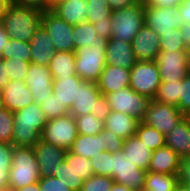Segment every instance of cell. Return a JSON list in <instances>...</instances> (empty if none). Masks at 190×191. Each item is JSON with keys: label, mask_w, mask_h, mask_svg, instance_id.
Returning <instances> with one entry per match:
<instances>
[{"label": "cell", "mask_w": 190, "mask_h": 191, "mask_svg": "<svg viewBox=\"0 0 190 191\" xmlns=\"http://www.w3.org/2000/svg\"><path fill=\"white\" fill-rule=\"evenodd\" d=\"M87 0H61L52 5L51 11L70 25H78L87 21Z\"/></svg>", "instance_id": "44dd1931"}, {"label": "cell", "mask_w": 190, "mask_h": 191, "mask_svg": "<svg viewBox=\"0 0 190 191\" xmlns=\"http://www.w3.org/2000/svg\"><path fill=\"white\" fill-rule=\"evenodd\" d=\"M145 24L161 36L172 28H180L183 25V18L178 6L167 8L145 6Z\"/></svg>", "instance_id": "4fadbf2b"}, {"label": "cell", "mask_w": 190, "mask_h": 191, "mask_svg": "<svg viewBox=\"0 0 190 191\" xmlns=\"http://www.w3.org/2000/svg\"><path fill=\"white\" fill-rule=\"evenodd\" d=\"M178 180V184L190 185V157L181 159Z\"/></svg>", "instance_id": "816d5d0a"}, {"label": "cell", "mask_w": 190, "mask_h": 191, "mask_svg": "<svg viewBox=\"0 0 190 191\" xmlns=\"http://www.w3.org/2000/svg\"><path fill=\"white\" fill-rule=\"evenodd\" d=\"M102 95L97 82L82 80L78 85V94L75 98L69 114L74 117L96 112L97 99Z\"/></svg>", "instance_id": "2e32d148"}, {"label": "cell", "mask_w": 190, "mask_h": 191, "mask_svg": "<svg viewBox=\"0 0 190 191\" xmlns=\"http://www.w3.org/2000/svg\"><path fill=\"white\" fill-rule=\"evenodd\" d=\"M187 50L160 52L155 63L158 66L161 81H181L188 75Z\"/></svg>", "instance_id": "7c38bea8"}, {"label": "cell", "mask_w": 190, "mask_h": 191, "mask_svg": "<svg viewBox=\"0 0 190 191\" xmlns=\"http://www.w3.org/2000/svg\"><path fill=\"white\" fill-rule=\"evenodd\" d=\"M77 125V133L81 135H96L99 134L104 125L103 121L99 120L93 114H85L75 117Z\"/></svg>", "instance_id": "8d00e7d4"}, {"label": "cell", "mask_w": 190, "mask_h": 191, "mask_svg": "<svg viewBox=\"0 0 190 191\" xmlns=\"http://www.w3.org/2000/svg\"><path fill=\"white\" fill-rule=\"evenodd\" d=\"M176 191H190V185L178 184Z\"/></svg>", "instance_id": "03108f58"}, {"label": "cell", "mask_w": 190, "mask_h": 191, "mask_svg": "<svg viewBox=\"0 0 190 191\" xmlns=\"http://www.w3.org/2000/svg\"><path fill=\"white\" fill-rule=\"evenodd\" d=\"M137 61H152L160 53V36L146 24L132 40Z\"/></svg>", "instance_id": "e0dca14e"}, {"label": "cell", "mask_w": 190, "mask_h": 191, "mask_svg": "<svg viewBox=\"0 0 190 191\" xmlns=\"http://www.w3.org/2000/svg\"><path fill=\"white\" fill-rule=\"evenodd\" d=\"M39 105L47 120L69 114V110L64 106V103H61L54 94L48 96Z\"/></svg>", "instance_id": "ab89813d"}, {"label": "cell", "mask_w": 190, "mask_h": 191, "mask_svg": "<svg viewBox=\"0 0 190 191\" xmlns=\"http://www.w3.org/2000/svg\"><path fill=\"white\" fill-rule=\"evenodd\" d=\"M10 4L11 3L8 0H0V21L2 20V17L5 15Z\"/></svg>", "instance_id": "be15d7a7"}, {"label": "cell", "mask_w": 190, "mask_h": 191, "mask_svg": "<svg viewBox=\"0 0 190 191\" xmlns=\"http://www.w3.org/2000/svg\"><path fill=\"white\" fill-rule=\"evenodd\" d=\"M54 177L60 179L72 191H80L84 180L74 170V153L67 151L65 160L55 170Z\"/></svg>", "instance_id": "f1b7e54d"}, {"label": "cell", "mask_w": 190, "mask_h": 191, "mask_svg": "<svg viewBox=\"0 0 190 191\" xmlns=\"http://www.w3.org/2000/svg\"><path fill=\"white\" fill-rule=\"evenodd\" d=\"M74 52L83 46H93L94 44H107V40L98 36L94 25L90 22H82L73 27Z\"/></svg>", "instance_id": "4dcf8cb0"}, {"label": "cell", "mask_w": 190, "mask_h": 191, "mask_svg": "<svg viewBox=\"0 0 190 191\" xmlns=\"http://www.w3.org/2000/svg\"><path fill=\"white\" fill-rule=\"evenodd\" d=\"M183 0H143L145 6H152L156 8H167L179 6Z\"/></svg>", "instance_id": "db71d44e"}, {"label": "cell", "mask_w": 190, "mask_h": 191, "mask_svg": "<svg viewBox=\"0 0 190 191\" xmlns=\"http://www.w3.org/2000/svg\"><path fill=\"white\" fill-rule=\"evenodd\" d=\"M9 82L10 79L7 75L6 67L3 65V58L0 57V91H2Z\"/></svg>", "instance_id": "680465c9"}, {"label": "cell", "mask_w": 190, "mask_h": 191, "mask_svg": "<svg viewBox=\"0 0 190 191\" xmlns=\"http://www.w3.org/2000/svg\"><path fill=\"white\" fill-rule=\"evenodd\" d=\"M13 145L0 143V168H11Z\"/></svg>", "instance_id": "c3c4849f"}, {"label": "cell", "mask_w": 190, "mask_h": 191, "mask_svg": "<svg viewBox=\"0 0 190 191\" xmlns=\"http://www.w3.org/2000/svg\"><path fill=\"white\" fill-rule=\"evenodd\" d=\"M178 183V175L148 171L145 176L144 189L150 191H176Z\"/></svg>", "instance_id": "1f68e13d"}, {"label": "cell", "mask_w": 190, "mask_h": 191, "mask_svg": "<svg viewBox=\"0 0 190 191\" xmlns=\"http://www.w3.org/2000/svg\"><path fill=\"white\" fill-rule=\"evenodd\" d=\"M187 53L190 55V44L187 46Z\"/></svg>", "instance_id": "2644e50d"}, {"label": "cell", "mask_w": 190, "mask_h": 191, "mask_svg": "<svg viewBox=\"0 0 190 191\" xmlns=\"http://www.w3.org/2000/svg\"><path fill=\"white\" fill-rule=\"evenodd\" d=\"M104 140H106L105 142L108 145V151L111 153L119 152L123 149L125 140L106 128H104Z\"/></svg>", "instance_id": "7dc6e473"}, {"label": "cell", "mask_w": 190, "mask_h": 191, "mask_svg": "<svg viewBox=\"0 0 190 191\" xmlns=\"http://www.w3.org/2000/svg\"><path fill=\"white\" fill-rule=\"evenodd\" d=\"M8 40H9V37L7 35V32L5 31V29L1 25V21H0V56H1L2 50L4 49Z\"/></svg>", "instance_id": "94428289"}, {"label": "cell", "mask_w": 190, "mask_h": 191, "mask_svg": "<svg viewBox=\"0 0 190 191\" xmlns=\"http://www.w3.org/2000/svg\"><path fill=\"white\" fill-rule=\"evenodd\" d=\"M0 93L4 107L12 112L19 111L34 103L31 91L25 84V81H10Z\"/></svg>", "instance_id": "d6986e66"}, {"label": "cell", "mask_w": 190, "mask_h": 191, "mask_svg": "<svg viewBox=\"0 0 190 191\" xmlns=\"http://www.w3.org/2000/svg\"><path fill=\"white\" fill-rule=\"evenodd\" d=\"M41 178L33 147L13 146L9 190L15 191L29 184H34Z\"/></svg>", "instance_id": "3957f363"}, {"label": "cell", "mask_w": 190, "mask_h": 191, "mask_svg": "<svg viewBox=\"0 0 190 191\" xmlns=\"http://www.w3.org/2000/svg\"><path fill=\"white\" fill-rule=\"evenodd\" d=\"M13 4L36 8L42 12L50 10V0H14Z\"/></svg>", "instance_id": "f907efd6"}, {"label": "cell", "mask_w": 190, "mask_h": 191, "mask_svg": "<svg viewBox=\"0 0 190 191\" xmlns=\"http://www.w3.org/2000/svg\"><path fill=\"white\" fill-rule=\"evenodd\" d=\"M106 45L94 44L75 50V71L82 80L93 82L99 80L106 64Z\"/></svg>", "instance_id": "5b68a950"}, {"label": "cell", "mask_w": 190, "mask_h": 191, "mask_svg": "<svg viewBox=\"0 0 190 191\" xmlns=\"http://www.w3.org/2000/svg\"><path fill=\"white\" fill-rule=\"evenodd\" d=\"M187 50L182 39L180 28H172L168 33L160 36V52Z\"/></svg>", "instance_id": "74e56055"}, {"label": "cell", "mask_w": 190, "mask_h": 191, "mask_svg": "<svg viewBox=\"0 0 190 191\" xmlns=\"http://www.w3.org/2000/svg\"><path fill=\"white\" fill-rule=\"evenodd\" d=\"M110 191H130L129 187L123 185V184H119V183H113L111 186V190Z\"/></svg>", "instance_id": "e7e4bbea"}, {"label": "cell", "mask_w": 190, "mask_h": 191, "mask_svg": "<svg viewBox=\"0 0 190 191\" xmlns=\"http://www.w3.org/2000/svg\"><path fill=\"white\" fill-rule=\"evenodd\" d=\"M181 159L176 152L165 145L153 151L148 171L178 175Z\"/></svg>", "instance_id": "7402d4cb"}, {"label": "cell", "mask_w": 190, "mask_h": 191, "mask_svg": "<svg viewBox=\"0 0 190 191\" xmlns=\"http://www.w3.org/2000/svg\"><path fill=\"white\" fill-rule=\"evenodd\" d=\"M41 16L39 9L11 3L2 17L1 25L9 38L30 42L41 26Z\"/></svg>", "instance_id": "7a4b0ae2"}, {"label": "cell", "mask_w": 190, "mask_h": 191, "mask_svg": "<svg viewBox=\"0 0 190 191\" xmlns=\"http://www.w3.org/2000/svg\"><path fill=\"white\" fill-rule=\"evenodd\" d=\"M130 76L131 69L105 64L97 81L98 89L102 95H106L129 87Z\"/></svg>", "instance_id": "ac0fdd59"}, {"label": "cell", "mask_w": 190, "mask_h": 191, "mask_svg": "<svg viewBox=\"0 0 190 191\" xmlns=\"http://www.w3.org/2000/svg\"><path fill=\"white\" fill-rule=\"evenodd\" d=\"M147 171L132 163L121 150L112 153V175L115 183L129 187L130 191H142L145 188Z\"/></svg>", "instance_id": "9c48e42d"}, {"label": "cell", "mask_w": 190, "mask_h": 191, "mask_svg": "<svg viewBox=\"0 0 190 191\" xmlns=\"http://www.w3.org/2000/svg\"><path fill=\"white\" fill-rule=\"evenodd\" d=\"M185 117L176 106L151 99L141 122L167 135Z\"/></svg>", "instance_id": "52a82bcc"}, {"label": "cell", "mask_w": 190, "mask_h": 191, "mask_svg": "<svg viewBox=\"0 0 190 191\" xmlns=\"http://www.w3.org/2000/svg\"><path fill=\"white\" fill-rule=\"evenodd\" d=\"M136 136L152 151L166 145L164 134L160 133L151 126L142 123L141 121L138 125Z\"/></svg>", "instance_id": "d6a6232c"}, {"label": "cell", "mask_w": 190, "mask_h": 191, "mask_svg": "<svg viewBox=\"0 0 190 191\" xmlns=\"http://www.w3.org/2000/svg\"><path fill=\"white\" fill-rule=\"evenodd\" d=\"M111 110L125 113L141 121L144 118L151 99L139 94L131 87L104 95Z\"/></svg>", "instance_id": "ba28073f"}, {"label": "cell", "mask_w": 190, "mask_h": 191, "mask_svg": "<svg viewBox=\"0 0 190 191\" xmlns=\"http://www.w3.org/2000/svg\"><path fill=\"white\" fill-rule=\"evenodd\" d=\"M111 10H118L136 3L138 0H107Z\"/></svg>", "instance_id": "9f6ffc18"}, {"label": "cell", "mask_w": 190, "mask_h": 191, "mask_svg": "<svg viewBox=\"0 0 190 191\" xmlns=\"http://www.w3.org/2000/svg\"><path fill=\"white\" fill-rule=\"evenodd\" d=\"M114 180L108 176L93 175L84 180L80 191H110Z\"/></svg>", "instance_id": "7bdbcfd3"}, {"label": "cell", "mask_w": 190, "mask_h": 191, "mask_svg": "<svg viewBox=\"0 0 190 191\" xmlns=\"http://www.w3.org/2000/svg\"><path fill=\"white\" fill-rule=\"evenodd\" d=\"M93 25L98 36H101L107 41L112 38V21L95 22Z\"/></svg>", "instance_id": "f5cc1de1"}, {"label": "cell", "mask_w": 190, "mask_h": 191, "mask_svg": "<svg viewBox=\"0 0 190 191\" xmlns=\"http://www.w3.org/2000/svg\"><path fill=\"white\" fill-rule=\"evenodd\" d=\"M53 82L48 66L30 64L25 84L31 91L34 103L40 104L53 94Z\"/></svg>", "instance_id": "5bb4252c"}, {"label": "cell", "mask_w": 190, "mask_h": 191, "mask_svg": "<svg viewBox=\"0 0 190 191\" xmlns=\"http://www.w3.org/2000/svg\"><path fill=\"white\" fill-rule=\"evenodd\" d=\"M77 135L75 117L68 114L47 120L41 133V140L68 151Z\"/></svg>", "instance_id": "8992f818"}, {"label": "cell", "mask_w": 190, "mask_h": 191, "mask_svg": "<svg viewBox=\"0 0 190 191\" xmlns=\"http://www.w3.org/2000/svg\"><path fill=\"white\" fill-rule=\"evenodd\" d=\"M41 177L53 176L55 170L65 160L67 150L39 140L33 146Z\"/></svg>", "instance_id": "9a60e30c"}, {"label": "cell", "mask_w": 190, "mask_h": 191, "mask_svg": "<svg viewBox=\"0 0 190 191\" xmlns=\"http://www.w3.org/2000/svg\"><path fill=\"white\" fill-rule=\"evenodd\" d=\"M180 33L184 43L188 46L190 44V24H185L180 27Z\"/></svg>", "instance_id": "91938a15"}, {"label": "cell", "mask_w": 190, "mask_h": 191, "mask_svg": "<svg viewBox=\"0 0 190 191\" xmlns=\"http://www.w3.org/2000/svg\"><path fill=\"white\" fill-rule=\"evenodd\" d=\"M187 70H188V75L190 76V55H188L187 58Z\"/></svg>", "instance_id": "003e7915"}, {"label": "cell", "mask_w": 190, "mask_h": 191, "mask_svg": "<svg viewBox=\"0 0 190 191\" xmlns=\"http://www.w3.org/2000/svg\"><path fill=\"white\" fill-rule=\"evenodd\" d=\"M30 62L42 66H49L55 53L53 42L42 26L33 35L30 41Z\"/></svg>", "instance_id": "603a6c76"}, {"label": "cell", "mask_w": 190, "mask_h": 191, "mask_svg": "<svg viewBox=\"0 0 190 191\" xmlns=\"http://www.w3.org/2000/svg\"><path fill=\"white\" fill-rule=\"evenodd\" d=\"M59 1H61V0H50V10H51L52 5Z\"/></svg>", "instance_id": "89a4df30"}, {"label": "cell", "mask_w": 190, "mask_h": 191, "mask_svg": "<svg viewBox=\"0 0 190 191\" xmlns=\"http://www.w3.org/2000/svg\"><path fill=\"white\" fill-rule=\"evenodd\" d=\"M110 112H111V108L109 106V103L106 100V97L104 95H101L97 99L95 116L99 120L104 122L107 116L110 114Z\"/></svg>", "instance_id": "681fc988"}, {"label": "cell", "mask_w": 190, "mask_h": 191, "mask_svg": "<svg viewBox=\"0 0 190 191\" xmlns=\"http://www.w3.org/2000/svg\"><path fill=\"white\" fill-rule=\"evenodd\" d=\"M82 79L75 74L74 76L59 77L53 82V94L57 96L61 103L70 110L78 94V85Z\"/></svg>", "instance_id": "83f0119b"}, {"label": "cell", "mask_w": 190, "mask_h": 191, "mask_svg": "<svg viewBox=\"0 0 190 191\" xmlns=\"http://www.w3.org/2000/svg\"><path fill=\"white\" fill-rule=\"evenodd\" d=\"M112 38L132 43L133 38L145 25V5L143 1L112 11Z\"/></svg>", "instance_id": "277c9868"}, {"label": "cell", "mask_w": 190, "mask_h": 191, "mask_svg": "<svg viewBox=\"0 0 190 191\" xmlns=\"http://www.w3.org/2000/svg\"><path fill=\"white\" fill-rule=\"evenodd\" d=\"M105 61L108 65L131 69L137 62L132 43L110 38L106 45Z\"/></svg>", "instance_id": "ffe728a7"}, {"label": "cell", "mask_w": 190, "mask_h": 191, "mask_svg": "<svg viewBox=\"0 0 190 191\" xmlns=\"http://www.w3.org/2000/svg\"><path fill=\"white\" fill-rule=\"evenodd\" d=\"M30 64V61L3 58V65L6 67L7 75L10 81H25Z\"/></svg>", "instance_id": "f35d334b"}, {"label": "cell", "mask_w": 190, "mask_h": 191, "mask_svg": "<svg viewBox=\"0 0 190 191\" xmlns=\"http://www.w3.org/2000/svg\"><path fill=\"white\" fill-rule=\"evenodd\" d=\"M74 170L81 175L83 180L89 179L94 175L92 163L89 158H84L74 153Z\"/></svg>", "instance_id": "f6af8a7d"}, {"label": "cell", "mask_w": 190, "mask_h": 191, "mask_svg": "<svg viewBox=\"0 0 190 191\" xmlns=\"http://www.w3.org/2000/svg\"><path fill=\"white\" fill-rule=\"evenodd\" d=\"M182 114H190V76L181 80L179 105L177 107Z\"/></svg>", "instance_id": "ee69618b"}, {"label": "cell", "mask_w": 190, "mask_h": 191, "mask_svg": "<svg viewBox=\"0 0 190 191\" xmlns=\"http://www.w3.org/2000/svg\"><path fill=\"white\" fill-rule=\"evenodd\" d=\"M88 17L87 22L95 23L101 21H112V10L107 0H87Z\"/></svg>", "instance_id": "d590c367"}, {"label": "cell", "mask_w": 190, "mask_h": 191, "mask_svg": "<svg viewBox=\"0 0 190 191\" xmlns=\"http://www.w3.org/2000/svg\"><path fill=\"white\" fill-rule=\"evenodd\" d=\"M122 151L132 163L148 172L153 151L136 135L125 139Z\"/></svg>", "instance_id": "4316f807"}, {"label": "cell", "mask_w": 190, "mask_h": 191, "mask_svg": "<svg viewBox=\"0 0 190 191\" xmlns=\"http://www.w3.org/2000/svg\"><path fill=\"white\" fill-rule=\"evenodd\" d=\"M165 144L181 158L190 157V120L187 117L165 135Z\"/></svg>", "instance_id": "d4e9b609"}, {"label": "cell", "mask_w": 190, "mask_h": 191, "mask_svg": "<svg viewBox=\"0 0 190 191\" xmlns=\"http://www.w3.org/2000/svg\"><path fill=\"white\" fill-rule=\"evenodd\" d=\"M38 183L41 191H72L60 179L54 176L42 177Z\"/></svg>", "instance_id": "bcb514c9"}, {"label": "cell", "mask_w": 190, "mask_h": 191, "mask_svg": "<svg viewBox=\"0 0 190 191\" xmlns=\"http://www.w3.org/2000/svg\"><path fill=\"white\" fill-rule=\"evenodd\" d=\"M181 81H161L156 101L178 107L180 98Z\"/></svg>", "instance_id": "836d02e7"}, {"label": "cell", "mask_w": 190, "mask_h": 191, "mask_svg": "<svg viewBox=\"0 0 190 191\" xmlns=\"http://www.w3.org/2000/svg\"><path fill=\"white\" fill-rule=\"evenodd\" d=\"M30 48V42H24L21 40L17 41L9 38L0 57L5 59H21L22 61H30Z\"/></svg>", "instance_id": "e575fe53"}, {"label": "cell", "mask_w": 190, "mask_h": 191, "mask_svg": "<svg viewBox=\"0 0 190 191\" xmlns=\"http://www.w3.org/2000/svg\"><path fill=\"white\" fill-rule=\"evenodd\" d=\"M41 26L50 36L55 51L74 52V25H70L51 10L42 12Z\"/></svg>", "instance_id": "8fae6325"}, {"label": "cell", "mask_w": 190, "mask_h": 191, "mask_svg": "<svg viewBox=\"0 0 190 191\" xmlns=\"http://www.w3.org/2000/svg\"><path fill=\"white\" fill-rule=\"evenodd\" d=\"M4 108V102L0 93V110H2Z\"/></svg>", "instance_id": "a7ac6f4b"}, {"label": "cell", "mask_w": 190, "mask_h": 191, "mask_svg": "<svg viewBox=\"0 0 190 191\" xmlns=\"http://www.w3.org/2000/svg\"><path fill=\"white\" fill-rule=\"evenodd\" d=\"M161 83L155 61H137L131 68L130 85L134 91L154 99Z\"/></svg>", "instance_id": "30bf717a"}, {"label": "cell", "mask_w": 190, "mask_h": 191, "mask_svg": "<svg viewBox=\"0 0 190 191\" xmlns=\"http://www.w3.org/2000/svg\"><path fill=\"white\" fill-rule=\"evenodd\" d=\"M9 171L10 168H0V191L9 190Z\"/></svg>", "instance_id": "6f0895ef"}, {"label": "cell", "mask_w": 190, "mask_h": 191, "mask_svg": "<svg viewBox=\"0 0 190 191\" xmlns=\"http://www.w3.org/2000/svg\"><path fill=\"white\" fill-rule=\"evenodd\" d=\"M15 191H41L39 183L29 184L27 186L16 189Z\"/></svg>", "instance_id": "6125c7cd"}, {"label": "cell", "mask_w": 190, "mask_h": 191, "mask_svg": "<svg viewBox=\"0 0 190 191\" xmlns=\"http://www.w3.org/2000/svg\"><path fill=\"white\" fill-rule=\"evenodd\" d=\"M92 163L94 174L100 176L112 175V153L108 150L99 152L95 156L90 158Z\"/></svg>", "instance_id": "60d3db41"}, {"label": "cell", "mask_w": 190, "mask_h": 191, "mask_svg": "<svg viewBox=\"0 0 190 191\" xmlns=\"http://www.w3.org/2000/svg\"><path fill=\"white\" fill-rule=\"evenodd\" d=\"M139 123L140 121L131 115L111 110L103 125L104 128L125 140L136 135Z\"/></svg>", "instance_id": "cb8c5ba5"}, {"label": "cell", "mask_w": 190, "mask_h": 191, "mask_svg": "<svg viewBox=\"0 0 190 191\" xmlns=\"http://www.w3.org/2000/svg\"><path fill=\"white\" fill-rule=\"evenodd\" d=\"M14 128V112L8 108L0 110V143L11 144Z\"/></svg>", "instance_id": "b9f144b4"}, {"label": "cell", "mask_w": 190, "mask_h": 191, "mask_svg": "<svg viewBox=\"0 0 190 191\" xmlns=\"http://www.w3.org/2000/svg\"><path fill=\"white\" fill-rule=\"evenodd\" d=\"M179 13L183 18V25L190 24V0H183L179 6Z\"/></svg>", "instance_id": "11a10c76"}, {"label": "cell", "mask_w": 190, "mask_h": 191, "mask_svg": "<svg viewBox=\"0 0 190 191\" xmlns=\"http://www.w3.org/2000/svg\"><path fill=\"white\" fill-rule=\"evenodd\" d=\"M47 119L37 103L14 112L11 144L16 147H33L40 139Z\"/></svg>", "instance_id": "6da1fadb"}, {"label": "cell", "mask_w": 190, "mask_h": 191, "mask_svg": "<svg viewBox=\"0 0 190 191\" xmlns=\"http://www.w3.org/2000/svg\"><path fill=\"white\" fill-rule=\"evenodd\" d=\"M104 140V127L99 134L96 135H81L78 134L70 149L71 152L80 155L84 158H91L102 152L108 150V145Z\"/></svg>", "instance_id": "484cf974"}, {"label": "cell", "mask_w": 190, "mask_h": 191, "mask_svg": "<svg viewBox=\"0 0 190 191\" xmlns=\"http://www.w3.org/2000/svg\"><path fill=\"white\" fill-rule=\"evenodd\" d=\"M48 67L53 80L59 77L74 76L76 74L75 52L55 51Z\"/></svg>", "instance_id": "f546056e"}]
</instances>
